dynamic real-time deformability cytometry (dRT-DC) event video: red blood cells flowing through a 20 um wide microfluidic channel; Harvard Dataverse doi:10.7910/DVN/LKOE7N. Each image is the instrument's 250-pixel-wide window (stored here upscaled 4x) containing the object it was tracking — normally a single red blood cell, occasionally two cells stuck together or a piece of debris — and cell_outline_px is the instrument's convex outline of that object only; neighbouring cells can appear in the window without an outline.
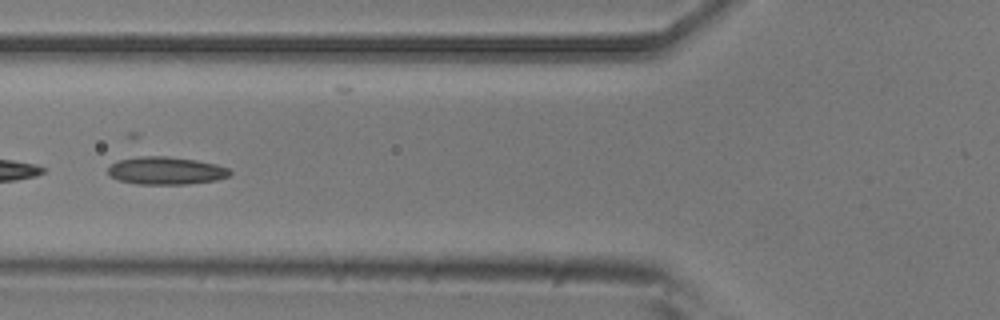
{"species": "common noctule bat (a hibernating species)", "species_latin": "Nyctalus noctula", "temperature_condition": "room temperature", "stored_images_in_passage": 9, "camera_frame_rate_fps": 3000, "um_per_image_px": 0.085, "animal": {"sex": "male", "body_mass_g": 20.5, "forearm_length_mm": 52.5}, "frame": {"image": 1, "passage_image": 4, "time_ms": 1.0, "image_size_px": [1000, 320], "cell_outline_px": [[232, 172], [228, 176], [216, 180], [188, 184], [136, 184], [120, 180], [108, 176], [108, 168], [116, 160], [140, 156], [168, 156], [196, 160], [216, 164], [228, 168]], "centroid_in_image_um": [14.08, 14.5], "position_along_channel_um": 111.7, "area_um2": 19.77}}
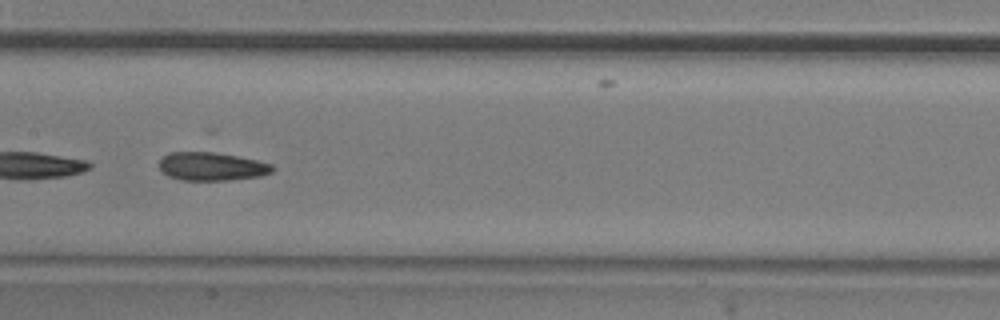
{"frame": {"image": 2, "passage_image": 6, "time_ms": 1.667, "image_size_px": [1000, 320], "cell_outline_px": [[276, 168], [272, 172], [260, 176], [228, 180], [180, 180], [168, 176], [160, 168], [160, 160], [164, 156], [172, 152], [212, 152], [236, 156], [256, 160], [272, 164]], "centroid_in_image_um": [18.01, 14.15], "position_along_channel_um": 189.4, "area_um2": 18.5}}
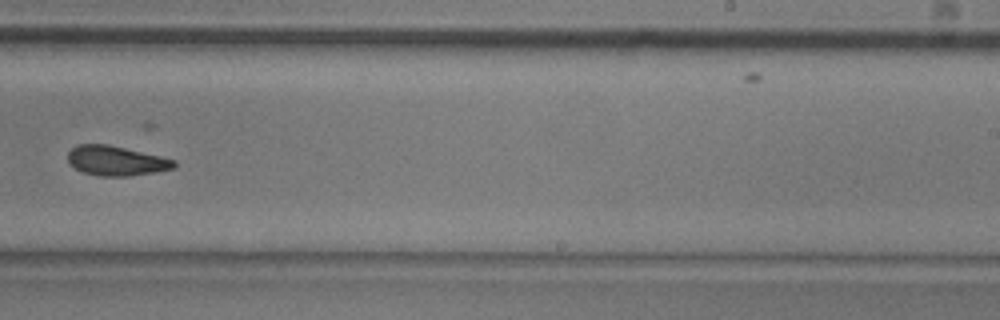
{"frame": {"image": 3, "passage_image": 8, "time_ms": 2.333, "image_size_px": [1000, 320], "cell_outline_px": [[176, 168], [156, 172], [128, 176], [100, 176], [84, 172], [68, 164], [68, 152], [76, 144], [108, 144], [160, 156], [176, 160]], "centroid_in_image_um": [9.87, 13.66], "position_along_channel_um": 279.1, "area_um2": 18.44}}